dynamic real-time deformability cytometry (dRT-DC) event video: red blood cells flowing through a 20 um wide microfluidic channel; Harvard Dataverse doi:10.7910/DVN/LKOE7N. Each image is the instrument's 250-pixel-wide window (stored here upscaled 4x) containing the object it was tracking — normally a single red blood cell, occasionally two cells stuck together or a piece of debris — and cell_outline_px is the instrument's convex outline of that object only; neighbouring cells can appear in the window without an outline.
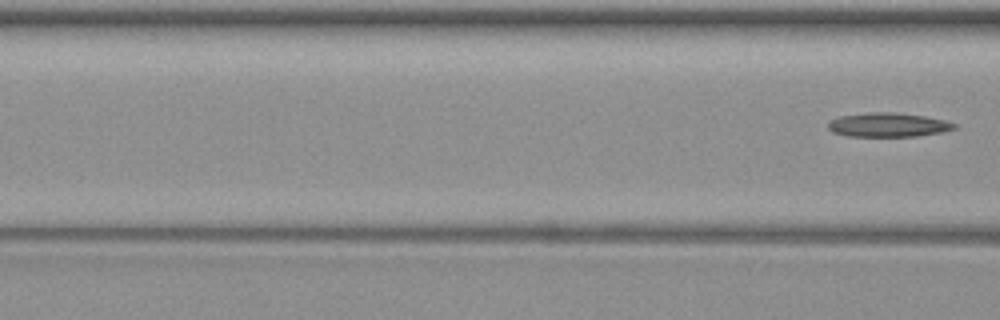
{"species": "common noctule bat (a hibernating species)", "species_latin": "Nyctalus noctula", "temperature_condition": "warm", "stored_images_in_passage": 3, "camera_frame_rate_fps": 3000, "um_per_image_px": 0.085, "animal": {"sex": "female", "body_mass_g": 19.3, "forearm_length_mm": 54.1}, "frame": {"image": 1, "passage_image": 3, "time_ms": 4.0, "image_size_px": [1000, 320], "cell_outline_px": [[956, 128], [940, 132], [916, 136], [848, 136], [832, 132], [828, 128], [828, 120], [840, 116], [868, 112], [896, 112], [924, 116], [944, 120], [956, 124]], "centroid_in_image_um": [75.44, 10.6], "position_along_channel_um": 91.2, "area_um2": 17.69}}